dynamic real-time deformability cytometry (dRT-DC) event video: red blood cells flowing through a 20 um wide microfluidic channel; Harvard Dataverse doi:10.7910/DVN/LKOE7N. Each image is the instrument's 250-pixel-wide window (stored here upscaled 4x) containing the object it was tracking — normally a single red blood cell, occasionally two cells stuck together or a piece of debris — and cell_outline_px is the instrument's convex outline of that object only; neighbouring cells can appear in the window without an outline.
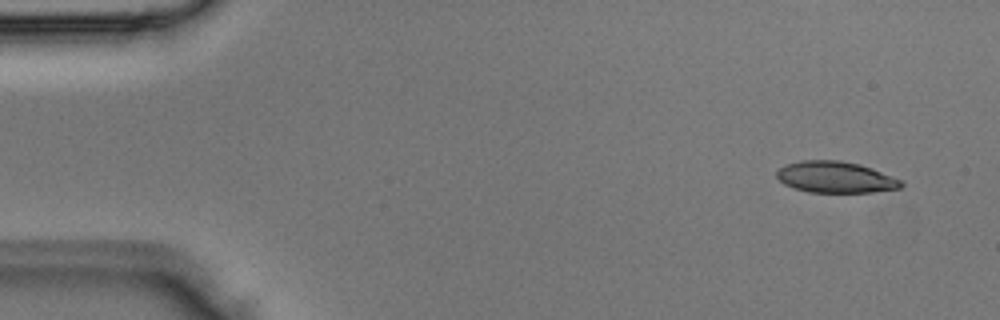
{"species": "Egyptian fruit bat (a non-hibernating species)", "species_latin": "Rousettus aegyptiacus", "temperature_condition": "room temperature", "stored_images_in_passage": 5, "camera_frame_rate_fps": 3000, "um_per_image_px": 0.085, "animal": {"sex": "male"}, "frame": {"image": 1, "passage_image": 1, "time_ms": 0.0, "image_size_px": [1000, 320], "cell_outline_px": [[904, 184], [900, 188], [872, 192], [808, 192], [784, 184], [776, 176], [776, 172], [780, 168], [788, 164], [800, 160], [840, 160], [860, 164], [904, 180]], "centroid_in_image_um": [71.05, 15.05], "position_along_channel_um": 13.9, "area_um2": 22.72}}